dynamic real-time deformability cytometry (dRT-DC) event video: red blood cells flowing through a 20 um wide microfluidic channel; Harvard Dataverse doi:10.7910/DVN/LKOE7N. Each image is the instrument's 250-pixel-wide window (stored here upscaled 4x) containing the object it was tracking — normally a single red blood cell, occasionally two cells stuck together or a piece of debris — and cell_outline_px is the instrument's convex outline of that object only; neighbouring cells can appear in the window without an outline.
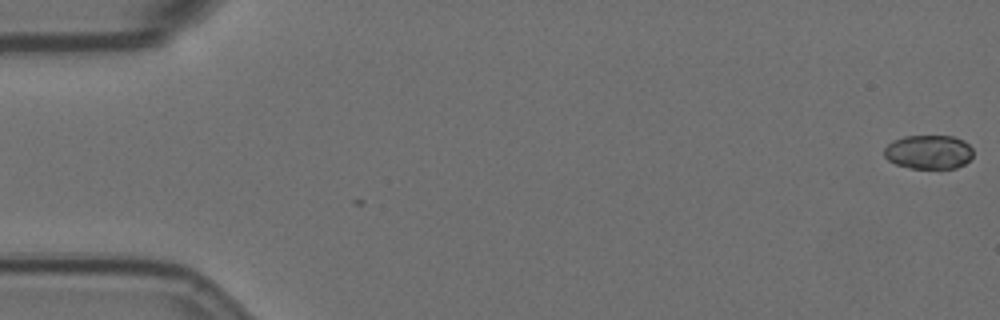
{"species": "Egyptian fruit bat (a non-hibernating species)", "species_latin": "Rousettus aegyptiacus", "temperature_condition": "room temperature", "stored_images_in_passage": 2, "camera_frame_rate_fps": 3000, "um_per_image_px": 0.085, "animal": {"sex": "female"}, "frame": {"image": 1, "passage_image": 2, "time_ms": 0.333, "image_size_px": [1000, 320], "cell_outline_px": [[972, 156], [964, 164], [956, 168], [912, 168], [896, 164], [888, 160], [884, 156], [884, 148], [892, 140], [904, 136], [952, 136], [964, 140], [972, 148]], "centroid_in_image_um": [78.92, 12.91], "position_along_channel_um": 6.1, "area_um2": 17.63}}